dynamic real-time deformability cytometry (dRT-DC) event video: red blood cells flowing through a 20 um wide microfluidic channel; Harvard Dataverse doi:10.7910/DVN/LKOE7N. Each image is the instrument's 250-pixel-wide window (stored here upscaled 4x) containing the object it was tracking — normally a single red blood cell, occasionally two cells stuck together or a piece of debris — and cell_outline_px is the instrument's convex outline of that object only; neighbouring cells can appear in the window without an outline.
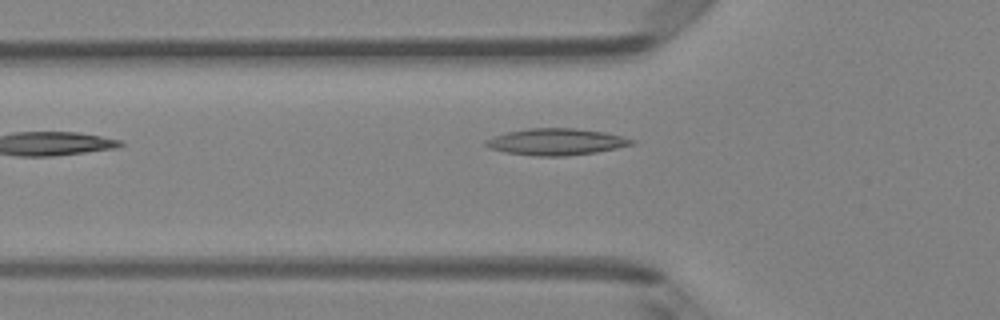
{"species": "Egyptian fruit bat (a non-hibernating species)", "species_latin": "Rousettus aegyptiacus", "temperature_condition": "room temperature", "stored_images_in_passage": 2, "camera_frame_rate_fps": 3000, "um_per_image_px": 0.085, "animal": {"sex": "female"}, "frame": {"image": 1, "passage_image": 2, "time_ms": 1.333, "image_size_px": [1000, 320], "cell_outline_px": [[636, 140], [632, 144], [616, 148], [596, 152], [568, 156], [536, 156], [504, 152], [488, 148], [484, 144], [484, 140], [492, 136], [508, 132], [528, 128], [572, 128], [604, 132]], "centroid_in_image_um": [47.21, 12.06], "position_along_channel_um": 78.6, "area_um2": 22.6}}